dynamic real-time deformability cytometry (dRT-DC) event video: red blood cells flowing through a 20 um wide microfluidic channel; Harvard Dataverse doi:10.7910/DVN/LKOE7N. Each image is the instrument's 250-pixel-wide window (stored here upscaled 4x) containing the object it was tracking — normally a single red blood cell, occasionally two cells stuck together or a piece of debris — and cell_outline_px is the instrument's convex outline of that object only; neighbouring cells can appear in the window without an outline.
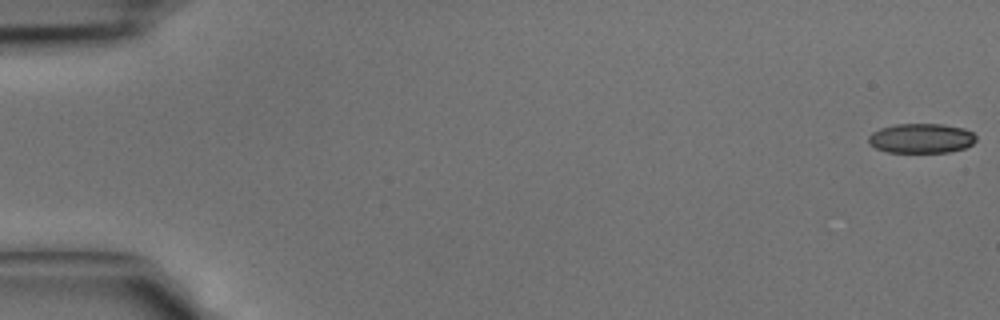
{"species": "common noctule bat (a hibernating species)", "species_latin": "Nyctalus noctula", "temperature_condition": "cold", "stored_images_in_passage": 43, "camera_frame_rate_fps": 3000, "um_per_image_px": 0.085, "animal": {"sex": "male", "body_mass_g": 15.6}, "frame": {"image": 1, "passage_image": 1, "time_ms": 0.0, "image_size_px": [1000, 320], "cell_outline_px": [[976, 140], [972, 144], [964, 148], [948, 152], [888, 152], [876, 148], [868, 144], [868, 136], [872, 132], [880, 128], [896, 124], [944, 124], [964, 128], [972, 132], [976, 136]], "centroid_in_image_um": [78.29, 11.75], "position_along_channel_um": 6.7, "area_um2": 18.67}}
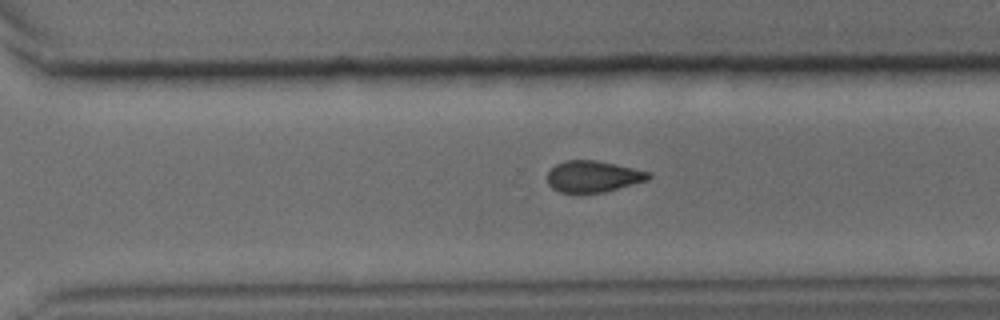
{"frame": {"image": 2, "passage_image": 30, "time_ms": 9.667, "image_size_px": [1000, 320], "cell_outline_px": [[652, 176], [648, 180], [604, 192], [580, 196], [560, 192], [552, 188], [548, 184], [548, 172], [556, 164], [564, 160], [596, 160], [616, 164], [652, 172]], "centroid_in_image_um": [50.4, 15.03], "position_along_channel_um": 320.2, "area_um2": 19.13}}
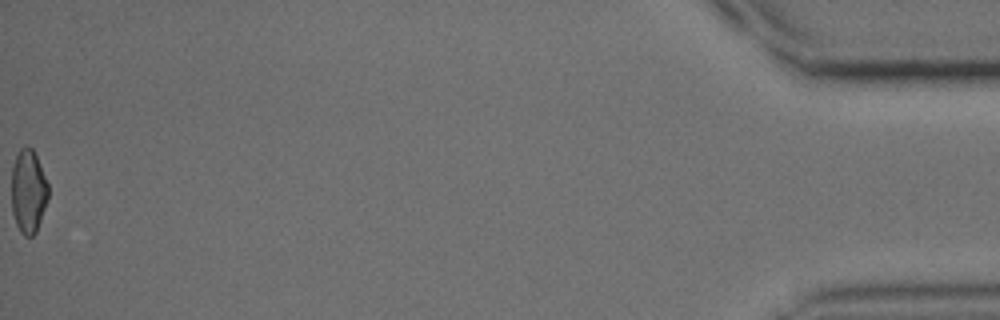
{"frame": {"image": 3, "passage_image": 43, "time_ms": 14.0, "image_size_px": [1000, 320], "cell_outline_px": [[48, 200], [36, 232], [32, 236], [24, 236], [20, 232], [16, 224], [12, 212], [12, 168], [16, 156], [20, 148], [24, 144], [28, 144], [32, 148], [36, 156], [48, 184]], "centroid_in_image_um": [2.4, 16.26], "position_along_channel_um": 432.8, "area_um2": 17.98}}